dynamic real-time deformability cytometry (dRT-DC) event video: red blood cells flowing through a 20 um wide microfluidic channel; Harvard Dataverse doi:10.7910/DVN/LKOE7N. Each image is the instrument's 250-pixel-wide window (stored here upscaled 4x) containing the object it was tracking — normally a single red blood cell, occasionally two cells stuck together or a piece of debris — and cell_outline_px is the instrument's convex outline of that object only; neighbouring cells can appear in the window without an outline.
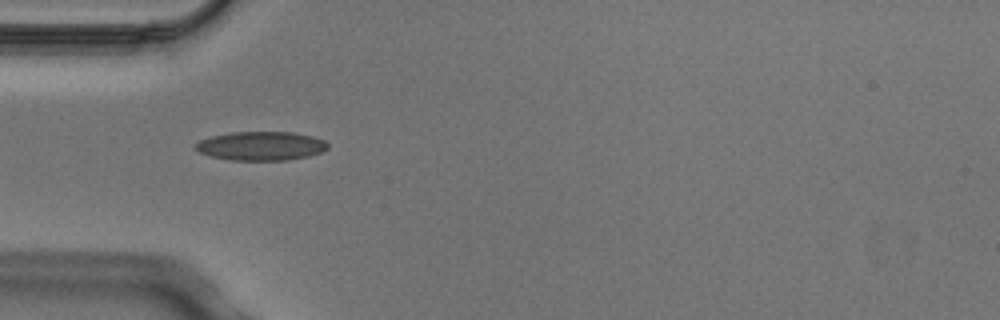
{"species": "Egyptian fruit bat (a non-hibernating species)", "species_latin": "Rousettus aegyptiacus", "temperature_condition": "cold", "stored_images_in_passage": 3, "camera_frame_rate_fps": 3000, "um_per_image_px": 0.085, "animal": {"sex": "male"}, "frame": {"image": 1, "passage_image": 2, "time_ms": 0.333, "image_size_px": [1000, 320], "cell_outline_px": [[328, 148], [320, 152], [308, 156], [288, 160], [228, 160], [212, 156], [200, 152], [196, 148], [196, 144], [200, 140], [212, 136], [232, 132], [292, 132], [312, 136], [324, 140], [328, 144]], "centroid_in_image_um": [22.21, 12.4], "position_along_channel_um": 62.8, "area_um2": 22.08}}
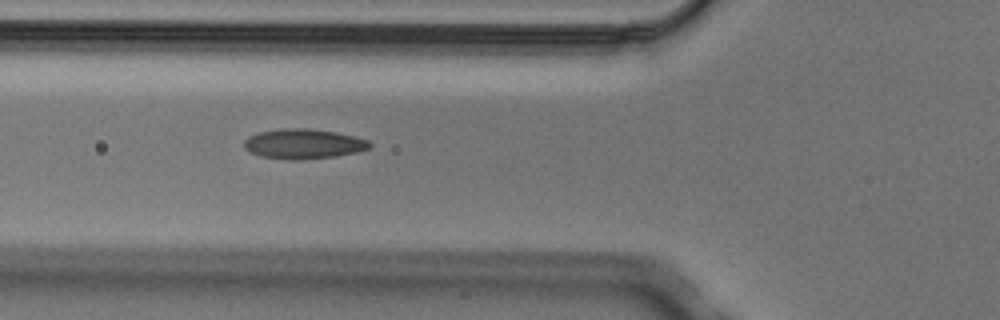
{"frame": {"image": 2, "passage_image": 3, "time_ms": 0.667, "image_size_px": [1000, 320], "cell_outline_px": [[372, 144], [368, 148], [356, 152], [336, 156], [300, 160], [288, 160], [260, 156], [248, 152], [244, 148], [244, 140], [248, 136], [260, 132], [284, 128], [304, 128], [336, 132], [368, 140]], "centroid_in_image_um": [25.75, 12.24], "position_along_channel_um": 100.1, "area_um2": 21.85}}